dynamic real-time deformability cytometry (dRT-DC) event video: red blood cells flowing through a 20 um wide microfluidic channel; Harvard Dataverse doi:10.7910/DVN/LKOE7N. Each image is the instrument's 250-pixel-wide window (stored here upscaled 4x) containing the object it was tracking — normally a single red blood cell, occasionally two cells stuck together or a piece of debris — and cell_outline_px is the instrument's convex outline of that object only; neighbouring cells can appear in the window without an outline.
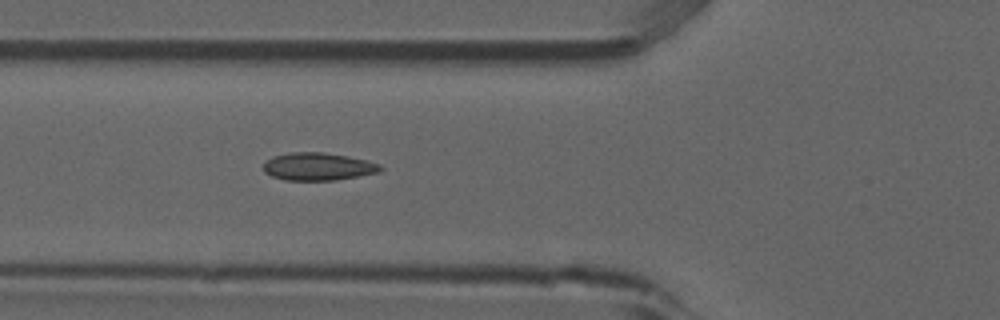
{"species": "common noctule bat (a hibernating species)", "species_latin": "Nyctalus noctula", "temperature_condition": "room temperature", "stored_images_in_passage": 2, "camera_frame_rate_fps": 3000, "um_per_image_px": 0.085, "animal": {"sex": "male", "forearm_length_mm": 52.5}, "frame": {"image": 1, "passage_image": 2, "time_ms": 0.333, "image_size_px": [1000, 320], "cell_outline_px": [[384, 168], [380, 172], [336, 180], [284, 180], [272, 176], [264, 172], [264, 164], [272, 156], [288, 152], [324, 152], [348, 156], [380, 164]], "centroid_in_image_um": [27.03, 14.15], "position_along_channel_um": 98.8, "area_um2": 18.9}}